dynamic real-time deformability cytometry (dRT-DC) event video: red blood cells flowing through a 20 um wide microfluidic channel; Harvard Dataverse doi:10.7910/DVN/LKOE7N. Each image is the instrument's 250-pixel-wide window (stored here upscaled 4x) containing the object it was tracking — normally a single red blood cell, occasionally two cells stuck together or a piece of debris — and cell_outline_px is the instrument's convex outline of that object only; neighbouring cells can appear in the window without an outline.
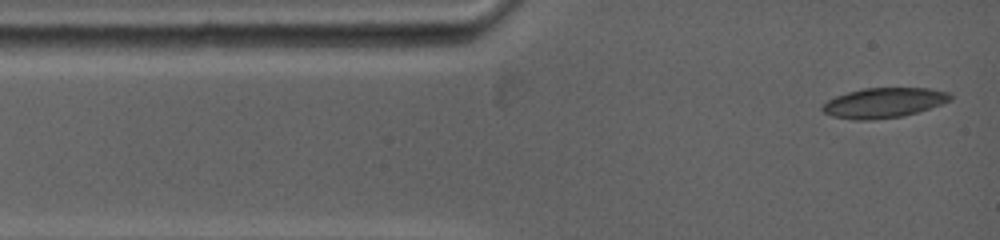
{"species": "common noctule bat (a hibernating species)", "species_latin": "Nyctalus noctula", "temperature_condition": "warm", "stored_images_in_passage": 5, "camera_frame_rate_fps": 5000, "um_per_image_px": 0.085, "animal": {"sex": "female", "body_mass_g": 19.0, "forearm_length_mm": 53.3}, "frame": {"image": 1, "passage_image": 1, "time_ms": 0.0, "image_size_px": [1000, 240], "cell_outline_px": [[952, 100], [904, 116], [872, 120], [852, 120], [832, 116], [824, 112], [820, 108], [828, 100], [836, 96], [848, 92], [864, 88], [928, 88], [948, 92], [952, 96]], "centroid_in_image_um": [75.1, 8.74], "position_along_channel_um": 9.9, "area_um2": 22.25}}
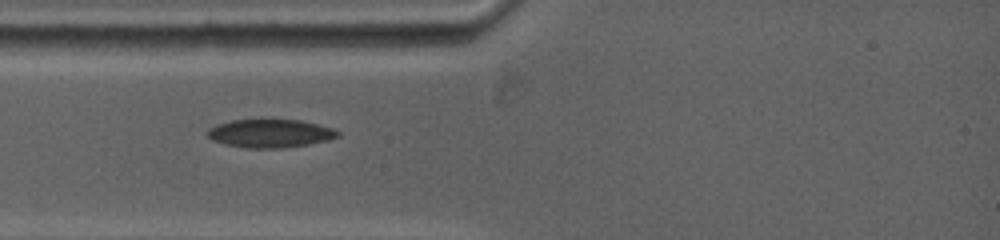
{"frame": {"image": 2, "passage_image": 4, "time_ms": 2.4, "image_size_px": [1000, 240], "cell_outline_px": [[340, 136], [328, 140], [308, 144], [280, 148], [248, 148], [224, 144], [212, 140], [204, 132], [208, 128], [216, 124], [232, 120], [300, 120], [332, 128], [340, 132]], "centroid_in_image_um": [22.92, 11.34], "position_along_channel_um": 62.1, "area_um2": 21.44}}
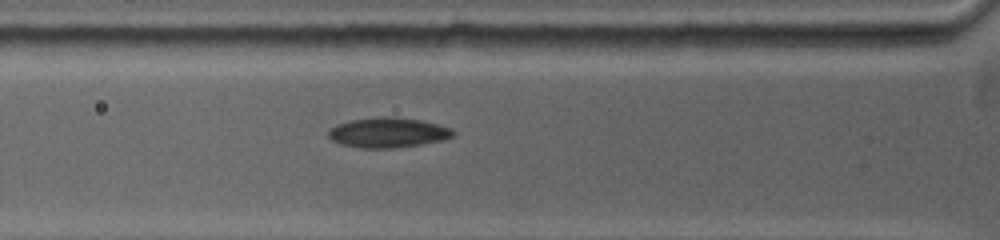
{"frame": {"image": 3, "passage_image": 5, "time_ms": 3.2, "image_size_px": [1000, 240], "cell_outline_px": [[456, 132], [452, 136], [440, 140], [420, 144], [392, 148], [360, 148], [340, 144], [332, 140], [328, 136], [328, 128], [336, 124], [352, 120], [380, 116], [392, 116], [420, 120], [452, 128]], "centroid_in_image_um": [32.93, 11.26], "position_along_channel_um": 92.9, "area_um2": 21.79}}